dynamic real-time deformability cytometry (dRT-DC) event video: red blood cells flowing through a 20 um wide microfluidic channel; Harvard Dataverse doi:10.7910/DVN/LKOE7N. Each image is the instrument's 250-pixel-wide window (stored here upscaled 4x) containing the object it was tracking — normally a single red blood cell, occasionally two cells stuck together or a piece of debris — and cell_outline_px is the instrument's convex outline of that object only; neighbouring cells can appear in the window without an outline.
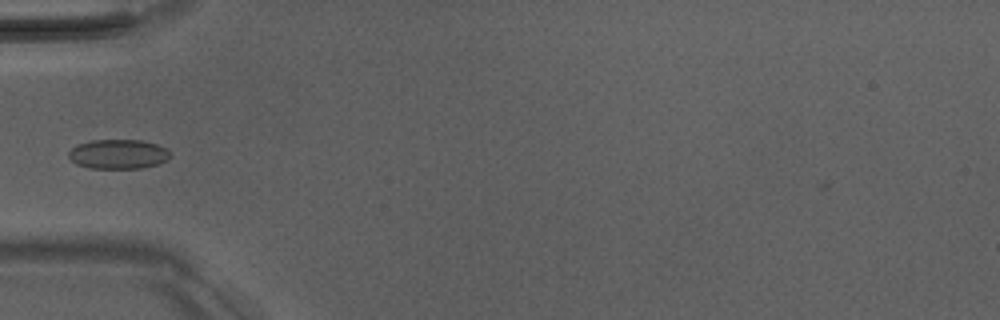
{"species": "Egyptian fruit bat (a non-hibernating species)", "species_latin": "Rousettus aegyptiacus", "temperature_condition": "room temperature", "stored_images_in_passage": 6, "camera_frame_rate_fps": 3000, "um_per_image_px": 0.085, "animal": {"sex": "male"}, "frame": {"image": 1, "passage_image": 2, "time_ms": 0.333, "image_size_px": [1000, 320], "cell_outline_px": [[172, 156], [168, 160], [160, 164], [140, 168], [92, 168], [76, 164], [68, 156], [68, 152], [76, 144], [92, 140], [140, 140], [156, 144], [164, 148]], "centroid_in_image_um": [10.05, 13.1], "position_along_channel_um": 75.0, "area_um2": 17.46}}